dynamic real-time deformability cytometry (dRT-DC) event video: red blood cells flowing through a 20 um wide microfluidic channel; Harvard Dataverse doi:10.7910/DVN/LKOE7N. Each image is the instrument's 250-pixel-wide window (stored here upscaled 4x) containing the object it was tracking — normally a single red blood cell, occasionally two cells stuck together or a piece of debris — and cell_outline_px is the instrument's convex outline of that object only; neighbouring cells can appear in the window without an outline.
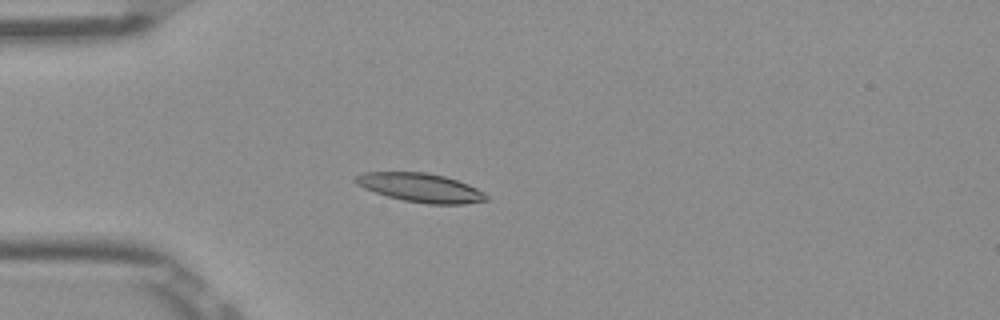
{"species": "Egyptian fruit bat (a non-hibernating species)", "species_latin": "Rousettus aegyptiacus", "temperature_condition": "room temperature", "stored_images_in_passage": 53, "camera_frame_rate_fps": 3000, "um_per_image_px": 0.085, "frame": {"image": 1, "passage_image": 15, "time_ms": 4.667, "image_size_px": [1000, 320], "cell_outline_px": [[488, 200], [464, 204], [428, 204], [404, 200], [388, 196], [364, 188], [356, 184], [352, 180], [356, 176], [364, 172], [424, 172], [444, 176], [468, 184], [484, 192], [488, 196]], "centroid_in_image_um": [35.75, 15.95], "position_along_channel_um": 49.3, "area_um2": 21.85}}
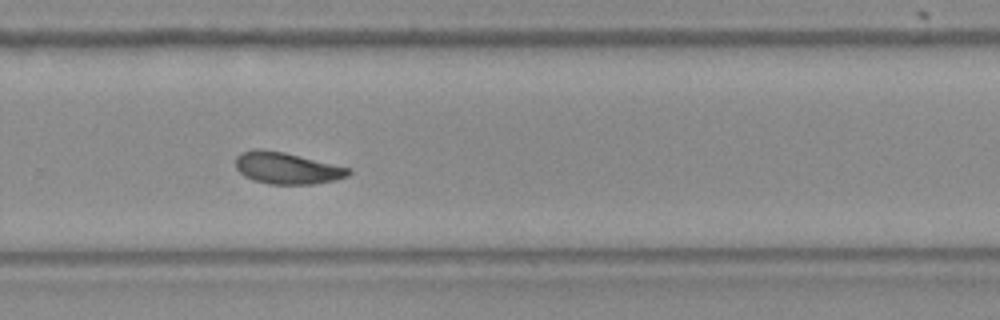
{"frame": {"image": 2, "passage_image": 36, "time_ms": 11.667, "image_size_px": [1000, 320], "cell_outline_px": [[352, 172], [348, 176], [332, 180], [312, 184], [268, 184], [252, 180], [244, 176], [236, 168], [236, 156], [240, 152], [256, 148], [284, 152], [352, 168]], "centroid_in_image_um": [24.37, 14.28], "position_along_channel_um": 305.4, "area_um2": 20.92}}
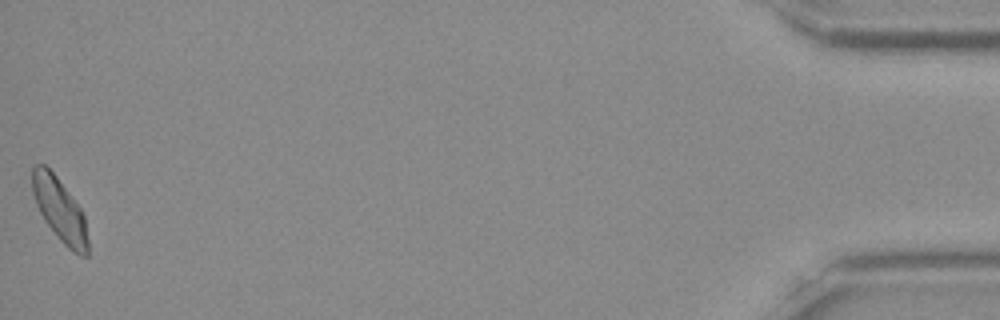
{"frame": {"image": 3, "passage_image": 53, "time_ms": 17.333, "image_size_px": [1000, 320], "cell_outline_px": [[88, 256], [80, 256], [68, 248], [60, 240], [44, 220], [36, 204], [32, 192], [32, 164], [44, 164], [56, 176], [80, 208], [84, 216], [88, 240]], "centroid_in_image_um": [5.06, 17.84], "position_along_channel_um": 430.1, "area_um2": 20.35}, "authors_computed_cell_mechanics": {"area_um2": 20.8658, "velocity_mm_per_s": 3.8665, "shape_relaxation_time_tau1_ms": 6.6115, "shape_relaxation_time_tau2_ms": 3.4277, "deformation_change_tau1": 0.127, "deformation_change_tau2": 0.0831}}